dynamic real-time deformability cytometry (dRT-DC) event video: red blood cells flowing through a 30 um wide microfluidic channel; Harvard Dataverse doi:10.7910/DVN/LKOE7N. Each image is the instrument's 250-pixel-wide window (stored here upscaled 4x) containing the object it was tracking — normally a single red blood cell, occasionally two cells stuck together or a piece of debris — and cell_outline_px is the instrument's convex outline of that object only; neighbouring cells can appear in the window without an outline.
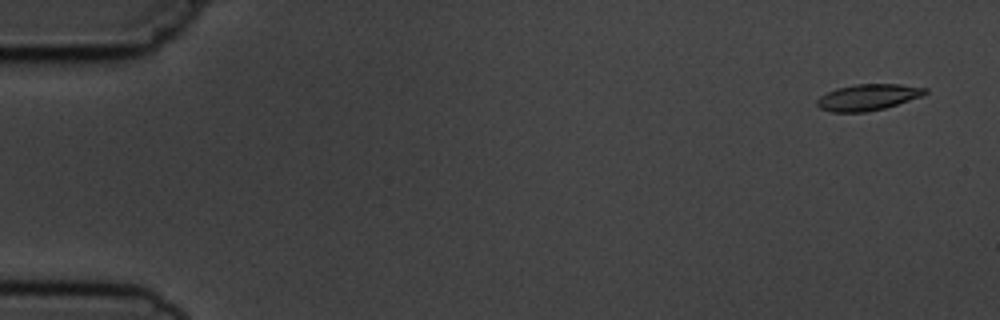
{"species": "common noctule bat (a hibernating species)", "species_latin": "Nyctalus noctula", "temperature_condition": "cold", "stored_images_in_passage": 5, "camera_frame_rate_fps": 3000, "um_per_image_px": 0.085, "animal": {"sex": "male", "body_mass_g": 19.5, "forearm_length_mm": 54.6}, "frame": {"image": 1, "passage_image": 1, "time_ms": 0.0, "image_size_px": [1000, 320], "cell_outline_px": [[928, 92], [920, 96], [884, 108], [864, 112], [832, 112], [820, 108], [816, 104], [816, 100], [820, 96], [836, 88], [856, 84], [900, 84], [928, 88]], "centroid_in_image_um": [73.75, 8.26], "position_along_channel_um": 11.3, "area_um2": 16.36}}
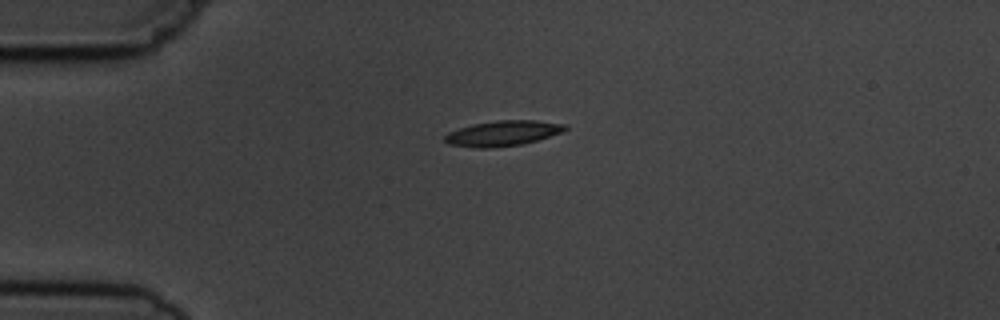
{"frame": {"image": 2, "passage_image": 4, "time_ms": 3.667, "image_size_px": [1000, 320], "cell_outline_px": [[568, 128], [564, 132], [524, 144], [488, 148], [476, 148], [448, 144], [444, 140], [444, 136], [448, 132], [472, 124], [496, 120], [536, 120], [568, 124]], "centroid_in_image_um": [42.78, 11.32], "position_along_channel_um": 42.2, "area_um2": 17.98}}